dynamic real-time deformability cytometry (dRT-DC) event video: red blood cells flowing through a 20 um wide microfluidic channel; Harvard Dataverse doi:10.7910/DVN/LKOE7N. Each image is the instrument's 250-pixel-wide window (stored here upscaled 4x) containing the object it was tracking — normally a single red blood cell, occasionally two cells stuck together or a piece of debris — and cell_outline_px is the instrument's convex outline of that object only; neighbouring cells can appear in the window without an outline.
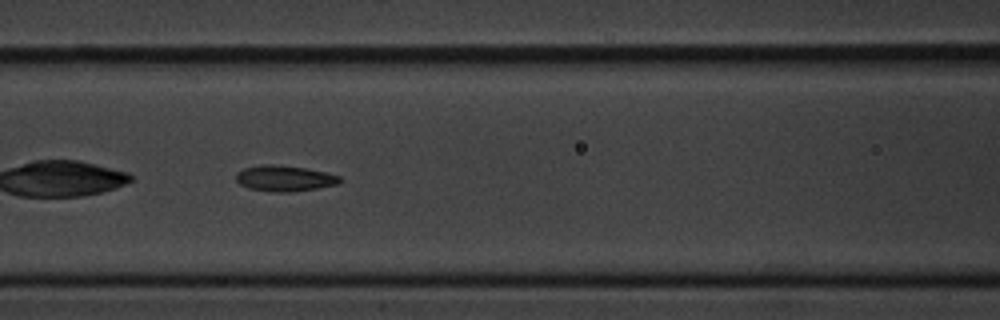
{"species": "common noctule bat (a hibernating species)", "species_latin": "Nyctalus noctula", "temperature_condition": "cold", "stored_images_in_passage": 38, "camera_frame_rate_fps": 3000, "um_per_image_px": 0.085, "animal": {"sex": "male", "body_mass_g": 20.1, "forearm_length_mm": 53.5}, "frame": {"image": 1, "passage_image": 7, "time_ms": 2.0, "image_size_px": [1000, 320], "cell_outline_px": [[344, 180], [340, 184], [292, 192], [268, 192], [248, 188], [240, 184], [236, 180], [236, 172], [244, 168], [260, 164], [272, 164], [304, 168], [324, 172], [340, 176]], "centroid_in_image_um": [24.18, 15.17], "position_along_channel_um": 142.4, "area_um2": 15.78}}
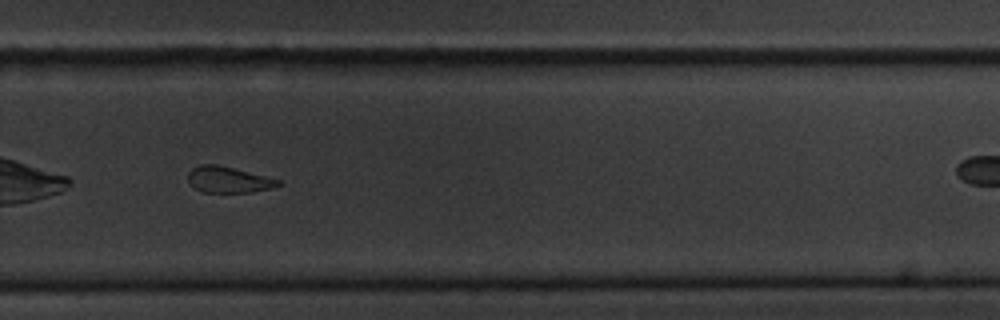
{"frame": {"image": 2, "passage_image": 21, "time_ms": 6.667, "image_size_px": [1000, 320], "cell_outline_px": [[284, 184], [272, 188], [252, 192], [204, 192], [192, 188], [188, 180], [188, 172], [192, 168], [200, 164], [216, 164], [280, 180]], "centroid_in_image_um": [19.39, 15.28], "position_along_channel_um": 310.4, "area_um2": 13.7}}
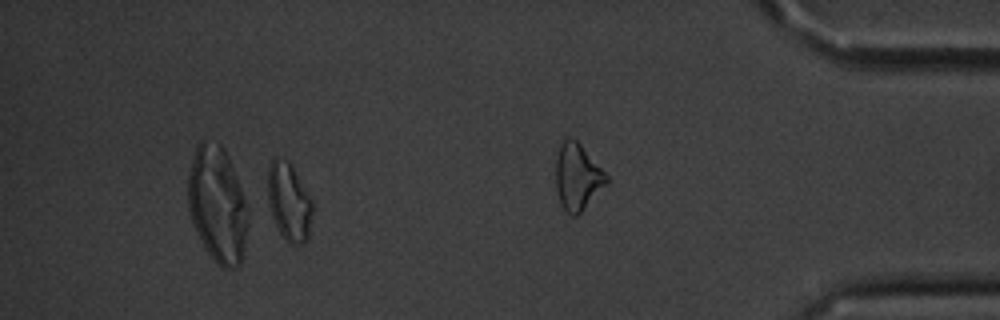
{"frame": {"image": 3, "passage_image": 34, "time_ms": 11.0, "image_size_px": [1000, 320], "cell_outline_px": [[312, 212], [308, 236], [304, 244], [288, 244], [284, 240], [272, 216], [268, 204], [268, 168], [272, 160], [276, 156], [288, 160], [292, 164], [312, 200]], "centroid_in_image_um": [24.56, 17.14], "position_along_channel_um": 410.6, "area_um2": 20.46}, "authors_computed_cell_mechanics": {"area_um2": 15.5771, "velocity_mm_per_s": 3.6105, "shape_relaxation_time_tau1_ms": 2.8129, "shape_relaxation_time_tau2_ms": 3.7856, "deformation_change_tau1": 0.0869, "deformation_change_tau2": 0.1107}}